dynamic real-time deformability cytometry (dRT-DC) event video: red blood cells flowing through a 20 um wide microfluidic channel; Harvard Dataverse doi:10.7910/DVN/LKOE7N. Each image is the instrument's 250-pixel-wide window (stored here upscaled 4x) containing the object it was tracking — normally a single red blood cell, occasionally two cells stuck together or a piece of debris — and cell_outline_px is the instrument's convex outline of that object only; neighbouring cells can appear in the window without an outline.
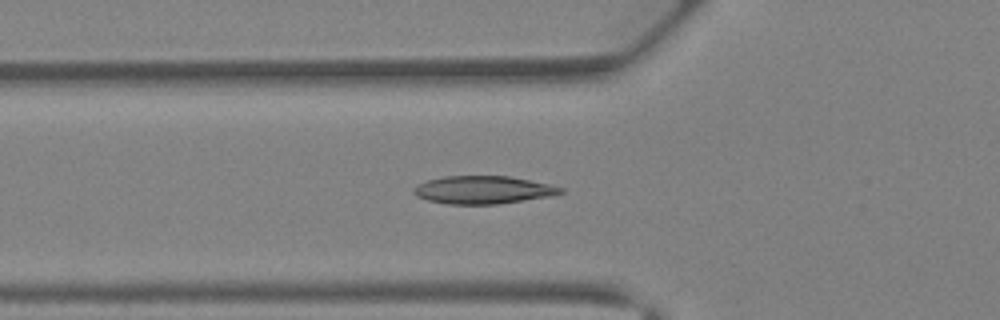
{"species": "Egyptian fruit bat (a non-hibernating species)", "species_latin": "Rousettus aegyptiacus", "temperature_condition": "warm", "stored_images_in_passage": 37, "camera_frame_rate_fps": 3000, "um_per_image_px": 0.085, "animal": {"sex": "female"}, "frame": {"image": 1, "passage_image": 11, "time_ms": 3.333, "image_size_px": [1000, 320], "cell_outline_px": [[564, 192], [552, 196], [500, 204], [448, 204], [428, 200], [416, 196], [412, 192], [412, 188], [416, 184], [428, 180], [444, 176], [508, 176], [552, 184], [564, 188]], "centroid_in_image_um": [41.08, 16.14], "position_along_channel_um": 84.7, "area_um2": 24.1}}
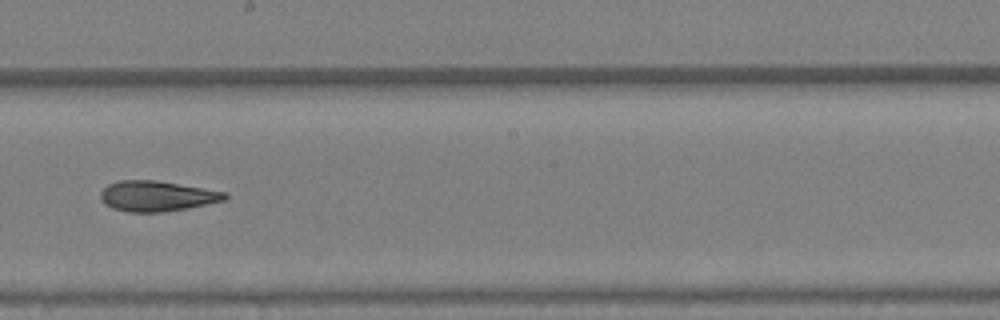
{"frame": {"image": 2, "passage_image": 20, "time_ms": 6.333, "image_size_px": [1000, 320], "cell_outline_px": [[228, 196], [224, 200], [164, 212], [128, 212], [112, 208], [104, 204], [100, 200], [100, 192], [108, 184], [120, 180], [156, 180], [228, 192]], "centroid_in_image_um": [13.29, 16.66], "position_along_channel_um": 234.9, "area_um2": 21.96}}
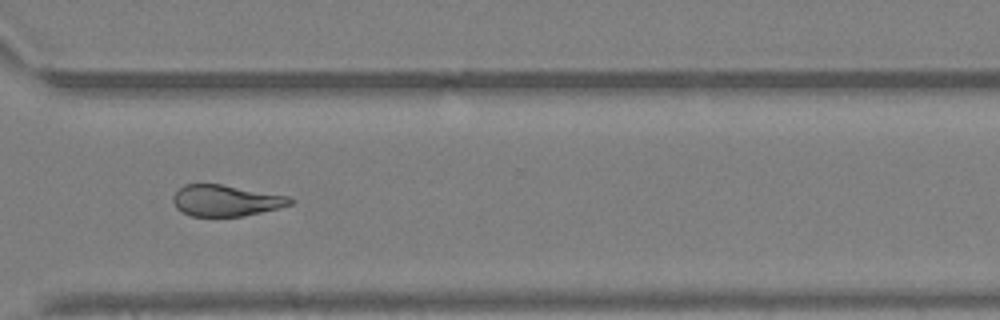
{"frame": {"image": 3, "passage_image": 27, "time_ms": 8.667, "image_size_px": [1000, 320], "cell_outline_px": [[296, 200], [292, 204], [280, 208], [244, 216], [192, 216], [176, 208], [172, 200], [172, 196], [184, 184], [220, 184], [288, 196]], "centroid_in_image_um": [19.21, 17.05], "position_along_channel_um": 351.4, "area_um2": 21.27}}